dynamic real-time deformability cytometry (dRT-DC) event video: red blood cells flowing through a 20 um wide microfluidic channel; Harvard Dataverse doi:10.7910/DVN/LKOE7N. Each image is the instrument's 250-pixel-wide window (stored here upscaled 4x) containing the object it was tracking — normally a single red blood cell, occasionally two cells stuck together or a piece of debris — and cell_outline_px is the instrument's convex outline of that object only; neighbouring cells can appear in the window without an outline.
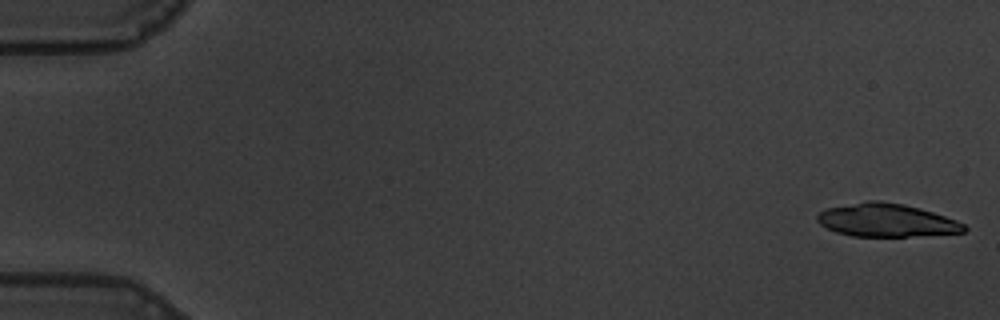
{"species": "common noctule bat (a hibernating species)", "species_latin": "Nyctalus noctula", "temperature_condition": "warm", "stored_images_in_passage": 26, "camera_frame_rate_fps": 3000, "um_per_image_px": 0.085, "animal": {"sex": "male", "body_mass_g": 19.5, "forearm_length_mm": 54.6}, "frame": {"image": 1, "passage_image": 1, "time_ms": 0.0, "image_size_px": [1000, 320], "cell_outline_px": [[968, 228], [964, 232], [908, 236], [852, 236], [836, 232], [820, 224], [816, 220], [816, 216], [820, 212], [828, 208], [868, 200], [880, 200], [904, 204], [920, 208], [956, 220], [964, 224]], "centroid_in_image_um": [75.33, 18.71], "position_along_channel_um": 9.7, "area_um2": 28.15}}